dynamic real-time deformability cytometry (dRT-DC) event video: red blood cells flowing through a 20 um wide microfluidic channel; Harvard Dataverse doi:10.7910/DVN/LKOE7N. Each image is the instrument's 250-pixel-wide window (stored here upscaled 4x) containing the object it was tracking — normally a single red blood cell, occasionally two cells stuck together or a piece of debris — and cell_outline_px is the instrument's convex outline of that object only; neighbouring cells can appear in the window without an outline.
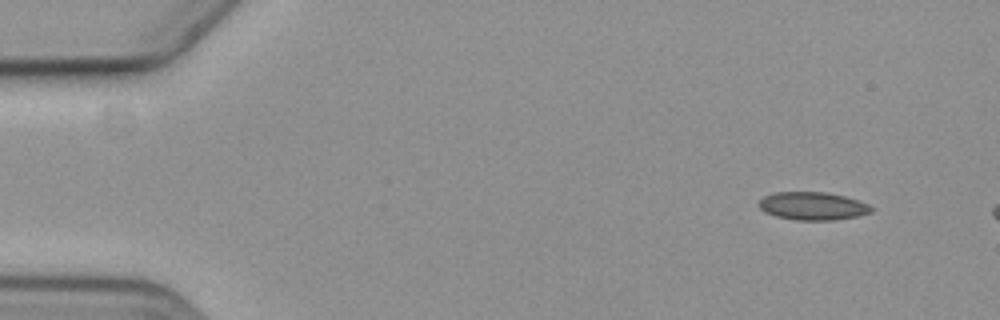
{"species": "common noctule bat (a hibernating species)", "species_latin": "Nyctalus noctula", "temperature_condition": "cold", "stored_images_in_passage": 3, "camera_frame_rate_fps": 3000, "um_per_image_px": 0.085, "animal": {"sex": "female", "body_mass_g": 19.3, "forearm_length_mm": 54.1}, "frame": {"image": 1, "passage_image": 1, "time_ms": 0.0, "image_size_px": [1000, 320], "cell_outline_px": [[872, 212], [856, 216], [832, 220], [796, 220], [776, 216], [764, 212], [760, 208], [760, 200], [764, 196], [776, 192], [824, 192], [844, 196], [868, 204], [872, 208]], "centroid_in_image_um": [69.06, 17.51], "position_along_channel_um": 15.9, "area_um2": 18.09}}